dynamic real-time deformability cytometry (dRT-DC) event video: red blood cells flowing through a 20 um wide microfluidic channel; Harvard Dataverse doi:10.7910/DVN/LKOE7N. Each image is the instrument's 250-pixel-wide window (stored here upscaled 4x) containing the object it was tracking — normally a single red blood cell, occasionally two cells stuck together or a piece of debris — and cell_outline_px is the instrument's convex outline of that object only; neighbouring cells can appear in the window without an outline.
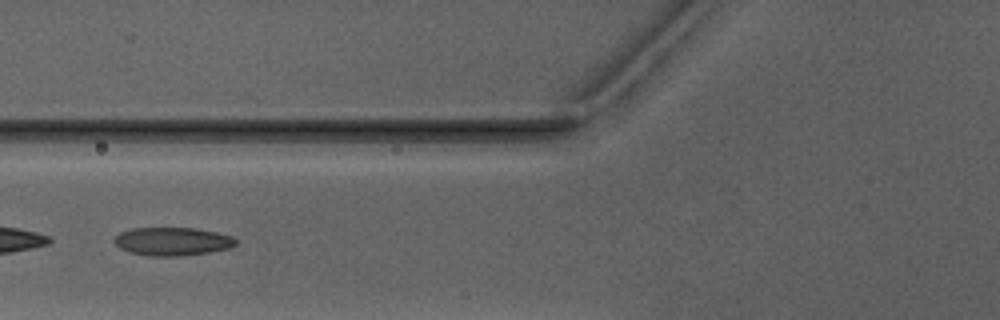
{"species": "Egyptian fruit bat (a non-hibernating species)", "species_latin": "Rousettus aegyptiacus", "temperature_condition": "warm", "stored_images_in_passage": 3, "camera_frame_rate_fps": 3000, "um_per_image_px": 0.085, "animal": {"sex": "male"}, "frame": {"image": 1, "passage_image": 3, "time_ms": 3.333, "image_size_px": [1000, 320], "cell_outline_px": [[236, 244], [228, 248], [208, 252], [180, 256], [148, 256], [128, 252], [120, 248], [112, 240], [120, 232], [132, 228], [192, 228], [216, 232], [232, 236], [236, 240]], "centroid_in_image_um": [14.61, 20.52], "position_along_channel_um": 111.2, "area_um2": 19.94}}